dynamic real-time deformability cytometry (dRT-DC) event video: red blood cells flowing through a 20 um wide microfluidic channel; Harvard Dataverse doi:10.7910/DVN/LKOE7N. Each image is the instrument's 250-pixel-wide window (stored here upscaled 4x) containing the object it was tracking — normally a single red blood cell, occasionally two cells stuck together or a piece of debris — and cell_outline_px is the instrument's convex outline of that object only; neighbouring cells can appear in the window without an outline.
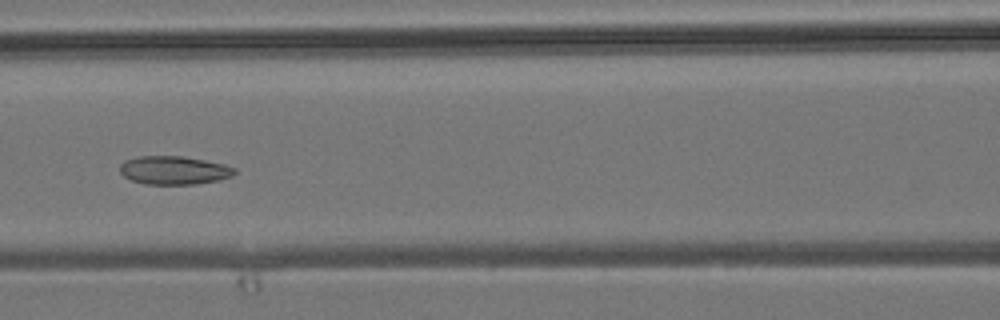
{"species": "common noctule bat (a hibernating species)", "species_latin": "Nyctalus noctula", "temperature_condition": "room temperature", "stored_images_in_passage": 6, "camera_frame_rate_fps": 3000, "um_per_image_px": 0.085, "animal": {"sex": "male", "body_mass_g": 19.2, "forearm_length_mm": 51.8}, "frame": {"image": 1, "passage_image": 6, "time_ms": 6.667, "image_size_px": [1000, 320], "cell_outline_px": [[236, 172], [232, 176], [220, 180], [196, 184], [144, 184], [132, 180], [124, 176], [120, 172], [120, 164], [124, 160], [140, 156], [184, 156], [224, 164], [236, 168]], "centroid_in_image_um": [14.8, 14.47], "position_along_channel_um": 151.8, "area_um2": 19.07}}